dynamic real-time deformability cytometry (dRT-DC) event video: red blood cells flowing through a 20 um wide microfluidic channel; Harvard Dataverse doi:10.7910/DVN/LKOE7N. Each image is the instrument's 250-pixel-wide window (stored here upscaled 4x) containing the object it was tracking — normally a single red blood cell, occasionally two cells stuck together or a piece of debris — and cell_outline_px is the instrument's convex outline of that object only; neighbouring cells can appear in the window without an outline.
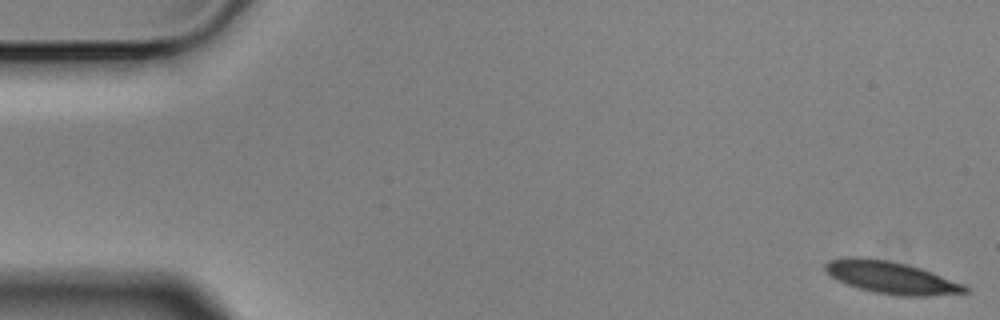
{"species": "Egyptian fruit bat (a non-hibernating species)", "species_latin": "Rousettus aegyptiacus", "temperature_condition": "cold", "stored_images_in_passage": 4, "camera_frame_rate_fps": 3000, "um_per_image_px": 0.085, "animal": {"sex": "male"}, "frame": {"image": 1, "passage_image": 1, "time_ms": 0.0, "image_size_px": [1000, 320], "cell_outline_px": [[968, 292], [928, 296], [900, 296], [876, 292], [860, 288], [848, 284], [832, 276], [824, 268], [824, 264], [828, 260], [848, 256], [888, 260], [920, 268], [932, 272], [964, 284], [968, 288]], "centroid_in_image_um": [75.76, 23.58], "position_along_channel_um": 9.2, "area_um2": 25.84}}
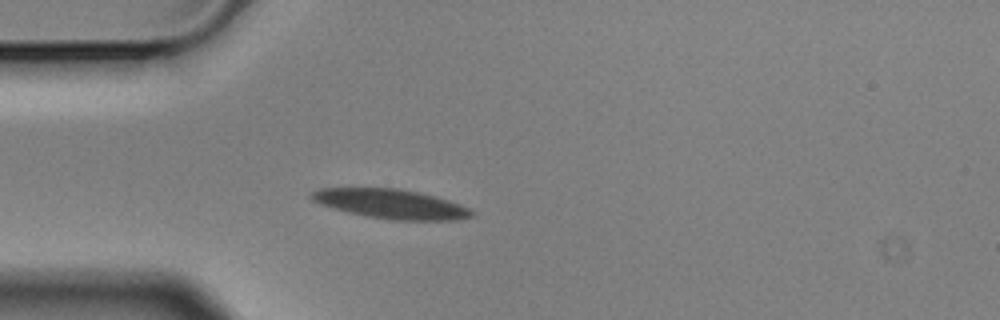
{"frame": {"image": 2, "passage_image": 4, "time_ms": 1.0, "image_size_px": [1000, 320], "cell_outline_px": [[476, 212], [472, 216], [460, 220], [392, 220], [364, 216], [348, 212], [320, 204], [312, 200], [308, 196], [312, 192], [320, 188], [396, 188], [416, 192], [448, 200], [460, 204]], "centroid_in_image_um": [33.22, 17.34], "position_along_channel_um": 51.8, "area_um2": 27.34}}